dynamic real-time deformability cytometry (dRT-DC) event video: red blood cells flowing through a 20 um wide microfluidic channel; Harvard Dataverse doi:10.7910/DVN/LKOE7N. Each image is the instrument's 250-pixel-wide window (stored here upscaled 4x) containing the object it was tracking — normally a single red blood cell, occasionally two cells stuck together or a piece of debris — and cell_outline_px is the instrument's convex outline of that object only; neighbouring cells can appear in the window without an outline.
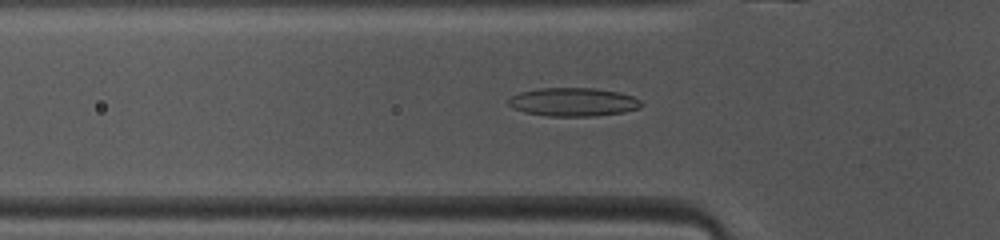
{"species": "common noctule bat (a hibernating species)", "species_latin": "Nyctalus noctula", "temperature_condition": "warm", "stored_images_in_passage": 47, "camera_frame_rate_fps": 3000, "um_per_image_px": 0.085, "animal": {"sex": "female", "body_mass_g": 10.0, "forearm_length_mm": 53.1}, "frame": {"image": 1, "passage_image": 14, "time_ms": 4.333, "image_size_px": [1000, 240], "cell_outline_px": [[644, 104], [640, 108], [624, 112], [592, 116], [548, 116], [524, 112], [512, 108], [508, 104], [508, 100], [512, 96], [520, 92], [540, 88], [592, 88], [620, 92], [632, 96], [640, 100]], "centroid_in_image_um": [48.73, 8.67], "position_along_channel_um": 77.1, "area_um2": 22.08}}
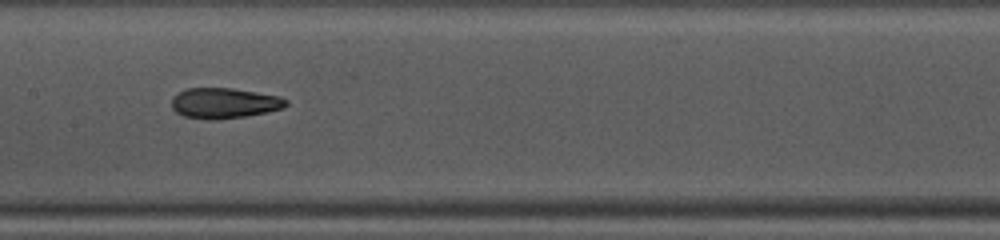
{"frame": {"image": 2, "passage_image": 22, "time_ms": 7.0, "image_size_px": [1000, 240], "cell_outline_px": [[288, 104], [284, 108], [244, 116], [216, 120], [204, 120], [184, 116], [176, 112], [172, 108], [172, 96], [188, 88], [232, 88], [280, 96], [288, 100]], "centroid_in_image_um": [19.05, 8.77], "position_along_channel_um": 188.4, "area_um2": 20.35}}
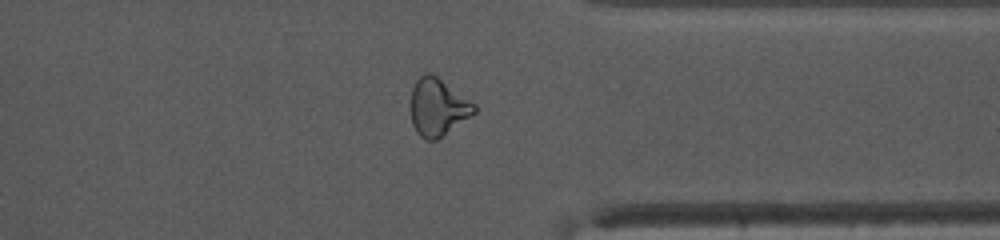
{"frame": {"image": 3, "passage_image": 36, "time_ms": 11.667, "image_size_px": [1000, 240], "cell_outline_px": [[476, 112], [436, 140], [428, 140], [420, 136], [416, 132], [412, 124], [412, 88], [416, 80], [424, 72], [432, 72], [476, 104]], "centroid_in_image_um": [37.22, 9.08], "position_along_channel_um": 374.2, "area_um2": 21.1}, "authors_computed_cell_mechanics": {"area_um2": 21.097, "velocity_mm_per_s": 4.1164, "shape_relaxation_time_tau1_ms": null, "shape_relaxation_time_tau2_ms": 2.1242, "deformation_change_tau1": null, "deformation_change_tau2": 0.0968}}